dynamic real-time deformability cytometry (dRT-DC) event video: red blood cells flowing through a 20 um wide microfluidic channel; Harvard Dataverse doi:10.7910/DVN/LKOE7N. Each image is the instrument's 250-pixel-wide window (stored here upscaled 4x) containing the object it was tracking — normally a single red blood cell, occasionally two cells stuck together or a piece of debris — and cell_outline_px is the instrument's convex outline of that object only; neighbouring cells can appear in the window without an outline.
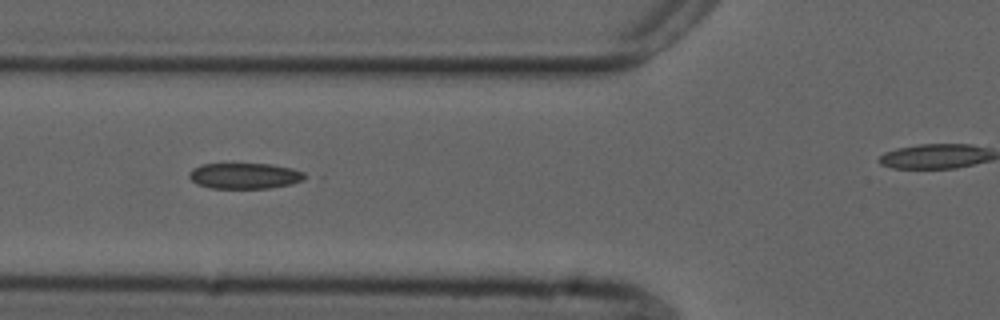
{"species": "common noctule bat (a hibernating species)", "species_latin": "Nyctalus noctula", "temperature_condition": "cold", "stored_images_in_passage": 34, "camera_frame_rate_fps": 3000, "um_per_image_px": 0.085, "animal": {"sex": "male", "forearm_length_mm": 52.5}, "frame": {"image": 1, "passage_image": 7, "time_ms": 2.0, "image_size_px": [1000, 320], "cell_outline_px": [[312, 176], [304, 180], [292, 184], [268, 188], [212, 188], [196, 184], [188, 176], [188, 172], [192, 168], [204, 164], [272, 164], [292, 168], [304, 172]], "centroid_in_image_um": [20.86, 14.94], "position_along_channel_um": 104.9, "area_um2": 17.63}}
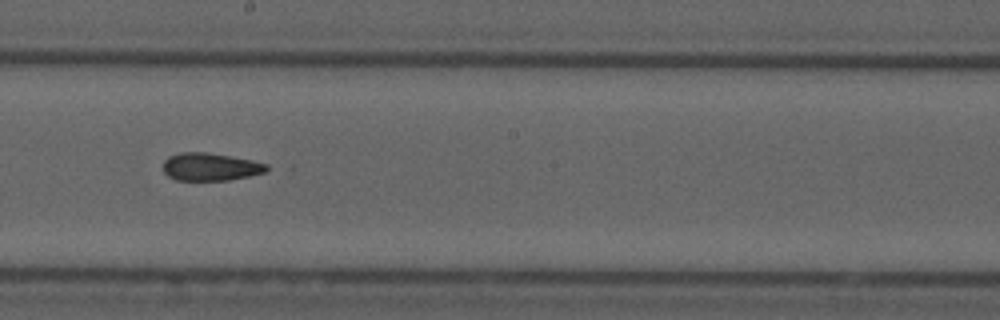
{"frame": {"image": 2, "passage_image": 17, "time_ms": 5.333, "image_size_px": [1000, 320], "cell_outline_px": [[268, 168], [264, 172], [248, 176], [228, 180], [176, 180], [168, 176], [164, 172], [164, 160], [168, 156], [180, 152], [204, 152], [252, 160], [268, 164]], "centroid_in_image_um": [17.85, 14.18], "position_along_channel_um": 230.3, "area_um2": 16.59}}
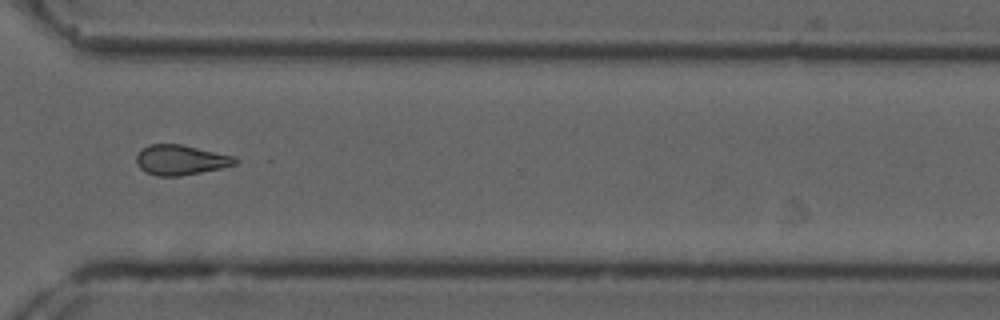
{"frame": {"image": 3, "passage_image": 27, "time_ms": 8.667, "image_size_px": [1000, 320], "cell_outline_px": [[240, 160], [236, 164], [220, 168], [180, 176], [156, 176], [140, 168], [136, 164], [136, 156], [148, 144], [180, 144], [232, 156]], "centroid_in_image_um": [15.34, 13.6], "position_along_channel_um": 355.3, "area_um2": 16.99}, "authors_computed_cell_mechanics": {"area_um2": 17.4845, "velocity_mm_per_s": 3.7595, "shape_relaxation_time_tau1_ms": null, "shape_relaxation_time_tau2_ms": 2.8276, "deformation_change_tau1": null, "deformation_change_tau2": 0.0872}}